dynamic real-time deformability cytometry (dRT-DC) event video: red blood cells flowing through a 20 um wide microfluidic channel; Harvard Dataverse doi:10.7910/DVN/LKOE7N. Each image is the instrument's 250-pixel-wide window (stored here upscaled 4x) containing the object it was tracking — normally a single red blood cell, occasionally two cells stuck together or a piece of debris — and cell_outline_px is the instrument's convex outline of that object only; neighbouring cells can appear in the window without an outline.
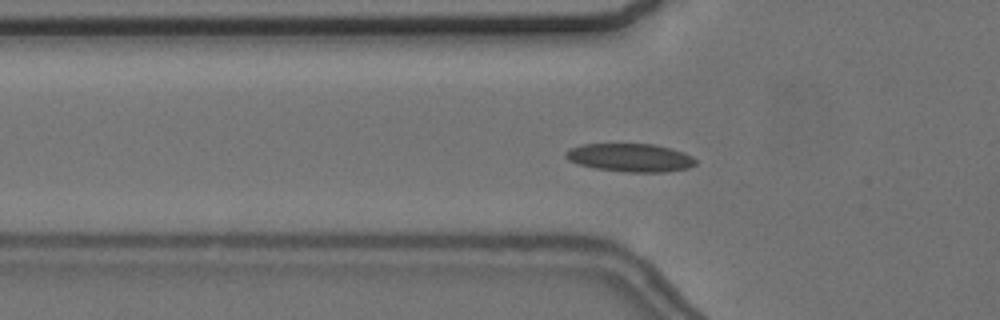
{"species": "common noctule bat (a hibernating species)", "species_latin": "Nyctalus noctula", "temperature_condition": "cold", "stored_images_in_passage": 50, "camera_frame_rate_fps": 3000, "um_per_image_px": 0.085, "animal": {"sex": "female", "body_mass_g": 24.6, "forearm_length_mm": 56.2}, "frame": {"image": 1, "passage_image": 11, "time_ms": 3.333, "image_size_px": [1000, 320], "cell_outline_px": [[696, 164], [688, 168], [664, 172], [628, 172], [596, 168], [580, 164], [568, 160], [564, 156], [564, 152], [568, 148], [584, 144], [652, 144], [672, 148], [684, 152], [692, 156], [696, 160]], "centroid_in_image_um": [53.57, 13.39], "position_along_channel_um": 72.2, "area_um2": 21.39}}
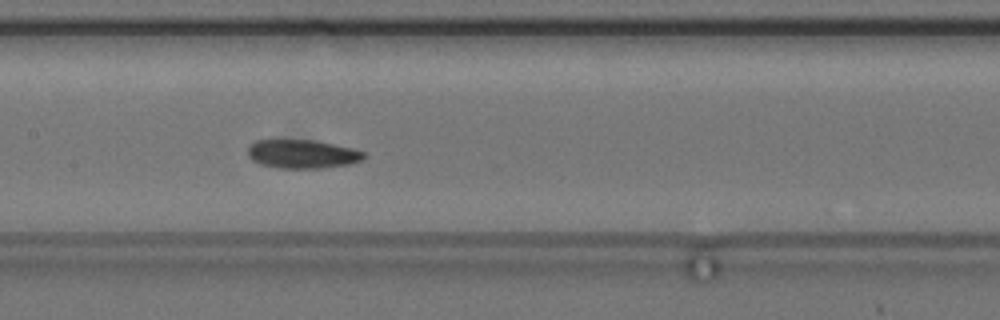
{"frame": {"image": 2, "passage_image": 20, "time_ms": 6.333, "image_size_px": [1000, 320], "cell_outline_px": [[364, 160], [348, 164], [320, 168], [280, 168], [260, 164], [252, 160], [248, 156], [248, 148], [256, 140], [316, 140], [352, 148], [364, 152]], "centroid_in_image_um": [25.7, 13.09], "position_along_channel_um": 181.7, "area_um2": 19.31}}
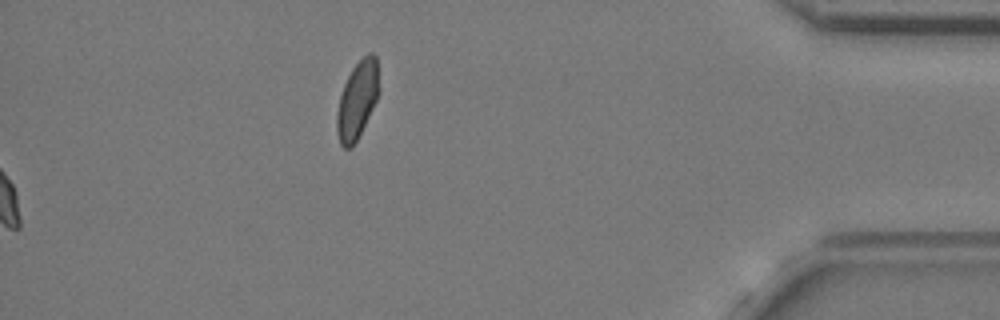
{"frame": {"image": 3, "passage_image": 50, "time_ms": 16.333, "image_size_px": [1000, 320], "cell_outline_px": [[380, 92], [352, 148], [344, 148], [340, 144], [336, 132], [336, 116], [340, 96], [344, 84], [352, 68], [368, 52], [372, 52], [376, 56]], "centroid_in_image_um": [30.36, 8.48], "position_along_channel_um": 404.8, "area_um2": 18.84}, "authors_computed_cell_mechanics": {"area_um2": 19.9988, "velocity_mm_per_s": 3.6223, "shape_relaxation_time_tau1_ms": 9.9532, "shape_relaxation_time_tau2_ms": 3.6756, "deformation_change_tau1": 0.1482, "deformation_change_tau2": 0.0731}}